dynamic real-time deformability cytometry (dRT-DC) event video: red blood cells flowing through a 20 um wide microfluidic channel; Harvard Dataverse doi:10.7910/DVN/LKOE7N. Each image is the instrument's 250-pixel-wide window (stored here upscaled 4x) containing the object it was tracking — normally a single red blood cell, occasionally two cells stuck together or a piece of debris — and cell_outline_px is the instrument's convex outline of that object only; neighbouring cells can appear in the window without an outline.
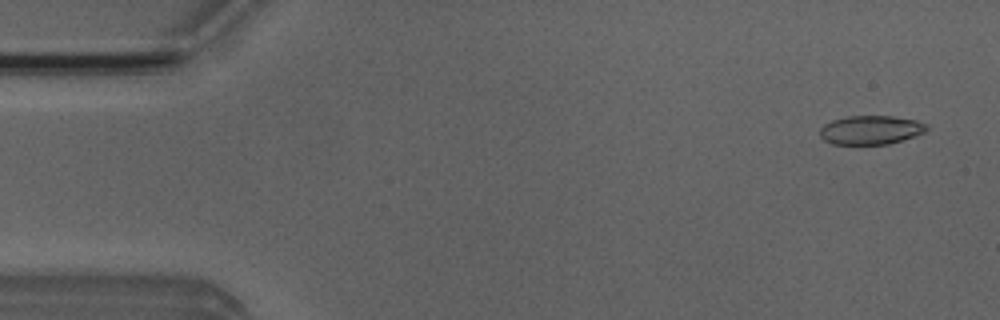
{"species": "Egyptian fruit bat (a non-hibernating species)", "species_latin": "Rousettus aegyptiacus", "temperature_condition": "room temperature", "stored_images_in_passage": 52, "camera_frame_rate_fps": 3000, "um_per_image_px": 0.085, "animal": {"sex": "male"}, "frame": {"image": 1, "passage_image": 3, "time_ms": 0.667, "image_size_px": [1000, 320], "cell_outline_px": [[928, 128], [924, 132], [888, 144], [832, 144], [824, 140], [820, 136], [820, 128], [824, 124], [832, 120], [848, 116], [892, 116], [916, 120], [928, 124]], "centroid_in_image_um": [73.99, 11.04], "position_along_channel_um": 11.0, "area_um2": 17.86}}
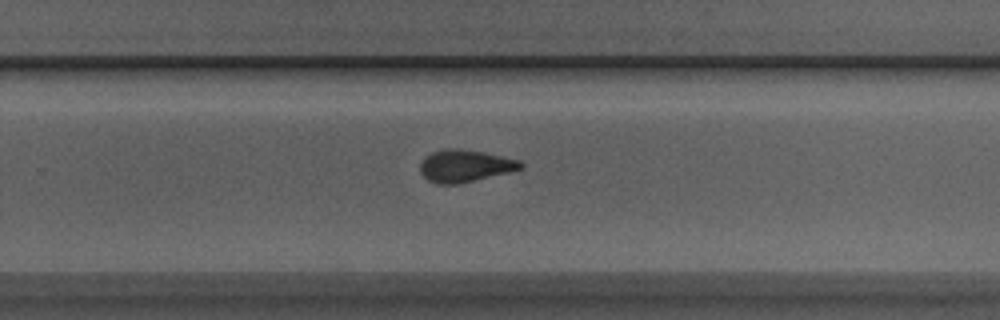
{"frame": {"image": 2, "passage_image": 33, "time_ms": 10.667, "image_size_px": [1000, 320], "cell_outline_px": [[524, 168], [508, 172], [456, 184], [436, 184], [428, 180], [420, 172], [420, 164], [424, 156], [432, 152], [448, 148], [456, 148], [484, 152], [520, 160], [524, 164]], "centroid_in_image_um": [39.51, 14.09], "position_along_channel_um": 290.3, "area_um2": 18.79}}
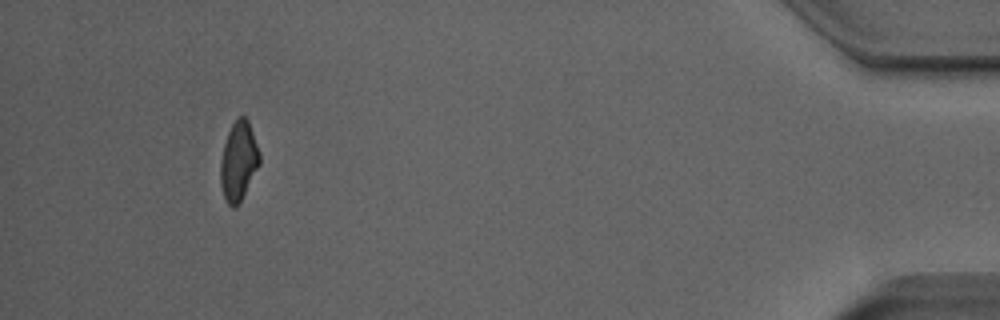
{"frame": {"image": 3, "passage_image": 48, "time_ms": 15.667, "image_size_px": [1000, 320], "cell_outline_px": [[260, 164], [240, 200], [232, 208], [228, 204], [224, 196], [220, 184], [220, 160], [224, 144], [228, 132], [236, 116], [244, 116], [248, 120], [260, 152]], "centroid_in_image_um": [20.27, 13.64], "position_along_channel_um": 414.9, "area_um2": 17.86}, "authors_computed_cell_mechanics": {"area_um2": 18.785, "velocity_mm_per_s": 3.9589, "shape_relaxation_time_tau1_ms": 6.4913, "shape_relaxation_time_tau2_ms": 1.7209, "deformation_change_tau1": 0.1547, "deformation_change_tau2": 0.0816}}